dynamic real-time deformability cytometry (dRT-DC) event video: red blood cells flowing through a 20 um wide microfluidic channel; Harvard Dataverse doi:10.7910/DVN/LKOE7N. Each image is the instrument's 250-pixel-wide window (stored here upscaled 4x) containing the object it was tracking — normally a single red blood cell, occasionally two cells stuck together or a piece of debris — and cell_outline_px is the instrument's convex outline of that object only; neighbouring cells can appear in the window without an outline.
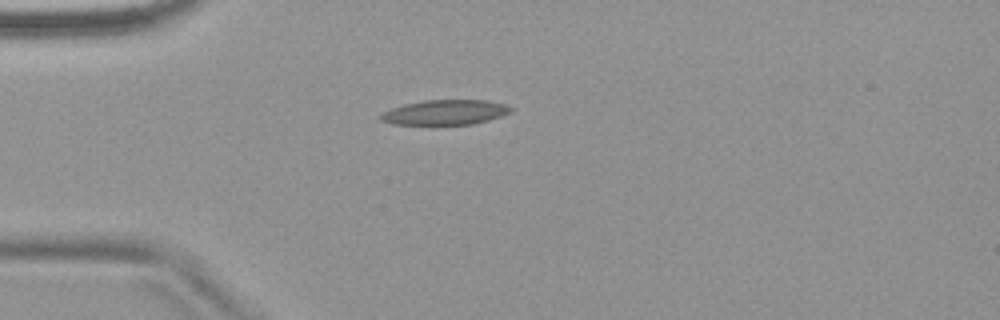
{"species": "common noctule bat (a hibernating species)", "species_latin": "Nyctalus noctula", "temperature_condition": "warm", "stored_images_in_passage": 3, "camera_frame_rate_fps": 3000, "um_per_image_px": 0.085, "animal": {"sex": "female", "body_mass_g": 18.4}, "frame": {"image": 1, "passage_image": 1, "time_ms": 0.0, "image_size_px": [1000, 320], "cell_outline_px": [[516, 108], [512, 112], [488, 120], [472, 124], [392, 124], [380, 120], [380, 116], [384, 112], [392, 108], [404, 104], [424, 100], [488, 100], [508, 104]], "centroid_in_image_um": [37.91, 9.53], "position_along_channel_um": 47.1, "area_um2": 18.96}}